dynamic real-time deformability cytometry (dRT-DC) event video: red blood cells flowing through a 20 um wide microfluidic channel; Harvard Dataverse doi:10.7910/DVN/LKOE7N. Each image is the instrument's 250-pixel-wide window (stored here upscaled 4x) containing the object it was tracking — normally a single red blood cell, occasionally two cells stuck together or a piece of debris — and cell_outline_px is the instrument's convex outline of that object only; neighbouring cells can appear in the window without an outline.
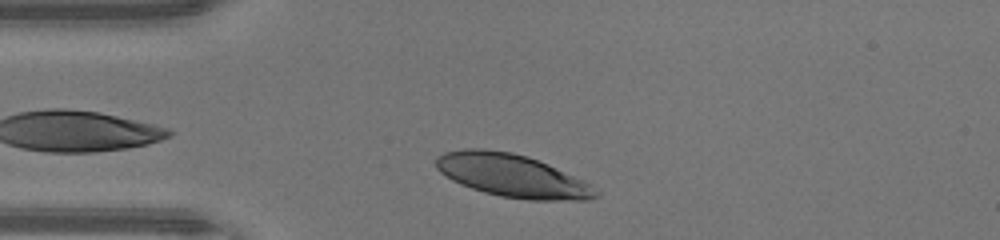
{"species": "human", "species_latin": "Homo sapiens", "temperature_condition": "warm", "stored_images_in_passage": 30, "camera_frame_rate_fps": 3000, "um_per_image_px": 0.085, "donor": {"sex": "male"}, "frame": {"image": 1, "passage_image": 3, "time_ms": 0.667, "image_size_px": [1000, 240], "cell_outline_px": [[600, 196], [588, 200], [528, 200], [500, 196], [484, 192], [460, 184], [452, 180], [440, 172], [436, 168], [436, 156], [444, 152], [464, 148], [484, 148], [512, 152], [528, 156], [548, 164], [584, 180], [600, 192]], "centroid_in_image_um": [43.54, 14.92], "position_along_channel_um": 41.5, "area_um2": 40.17}}
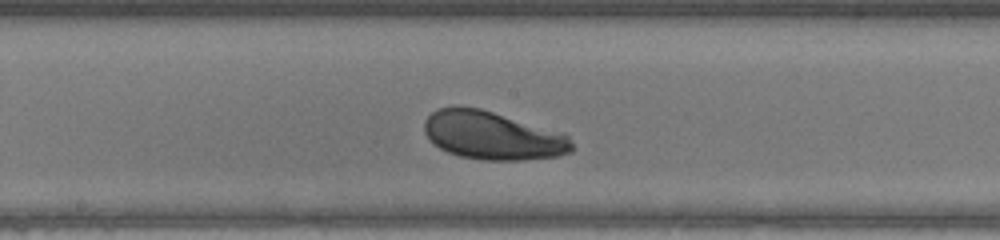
{"frame": {"image": 2, "passage_image": 16, "time_ms": 5.0, "image_size_px": [1000, 240], "cell_outline_px": [[576, 148], [572, 152], [560, 156], [520, 160], [484, 160], [460, 156], [448, 152], [432, 144], [428, 140], [424, 132], [424, 120], [436, 108], [452, 104], [456, 104], [480, 108], [564, 132], [568, 136]], "centroid_in_image_um": [41.86, 11.49], "position_along_channel_um": 206.3, "area_um2": 42.43}}
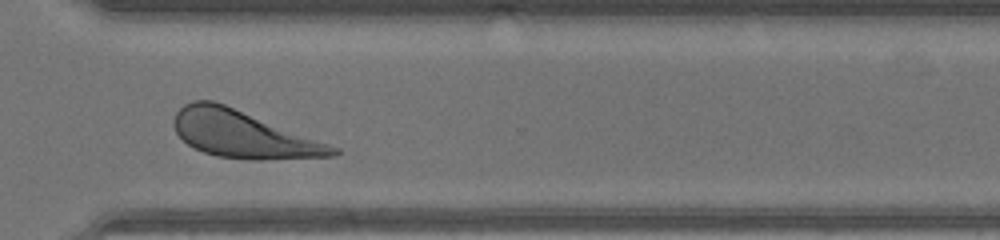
{"frame": {"image": 3, "passage_image": 26, "time_ms": 8.333, "image_size_px": [1000, 240], "cell_outline_px": [[340, 152], [336, 156], [260, 160], [252, 160], [216, 156], [204, 152], [188, 144], [176, 132], [172, 124], [172, 120], [176, 112], [184, 104], [192, 100], [212, 100], [224, 104], [340, 148]], "centroid_in_image_um": [20.64, 11.42], "position_along_channel_um": 350.0, "area_um2": 43.29}, "authors_computed_cell_mechanics": {"area_um2": 40.9802, "velocity_mm_per_s": 4.3151, "shape_relaxation_time_tau1_ms": 2.2692, "shape_relaxation_time_tau2_ms": null, "deformation_change_tau1": 0.1407, "deformation_change_tau2": null}}